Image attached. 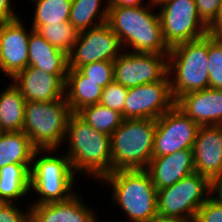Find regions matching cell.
<instances>
[{
	"mask_svg": "<svg viewBox=\"0 0 222 222\" xmlns=\"http://www.w3.org/2000/svg\"><path fill=\"white\" fill-rule=\"evenodd\" d=\"M32 164H8L0 168V199L13 202L30 194V169Z\"/></svg>",
	"mask_w": 222,
	"mask_h": 222,
	"instance_id": "cell-22",
	"label": "cell"
},
{
	"mask_svg": "<svg viewBox=\"0 0 222 222\" xmlns=\"http://www.w3.org/2000/svg\"><path fill=\"white\" fill-rule=\"evenodd\" d=\"M210 180L199 173L157 190L158 216L194 222L198 209L210 198Z\"/></svg>",
	"mask_w": 222,
	"mask_h": 222,
	"instance_id": "cell-8",
	"label": "cell"
},
{
	"mask_svg": "<svg viewBox=\"0 0 222 222\" xmlns=\"http://www.w3.org/2000/svg\"><path fill=\"white\" fill-rule=\"evenodd\" d=\"M17 201L0 204V222H30V206L25 212L18 207L19 205L15 204Z\"/></svg>",
	"mask_w": 222,
	"mask_h": 222,
	"instance_id": "cell-32",
	"label": "cell"
},
{
	"mask_svg": "<svg viewBox=\"0 0 222 222\" xmlns=\"http://www.w3.org/2000/svg\"><path fill=\"white\" fill-rule=\"evenodd\" d=\"M32 29L38 32L54 47L69 54L76 43L79 31L68 21L57 24L32 25Z\"/></svg>",
	"mask_w": 222,
	"mask_h": 222,
	"instance_id": "cell-27",
	"label": "cell"
},
{
	"mask_svg": "<svg viewBox=\"0 0 222 222\" xmlns=\"http://www.w3.org/2000/svg\"><path fill=\"white\" fill-rule=\"evenodd\" d=\"M167 59L175 102L186 93L209 88L208 35L171 47Z\"/></svg>",
	"mask_w": 222,
	"mask_h": 222,
	"instance_id": "cell-4",
	"label": "cell"
},
{
	"mask_svg": "<svg viewBox=\"0 0 222 222\" xmlns=\"http://www.w3.org/2000/svg\"><path fill=\"white\" fill-rule=\"evenodd\" d=\"M35 10L32 25L57 24L68 22L72 0H29Z\"/></svg>",
	"mask_w": 222,
	"mask_h": 222,
	"instance_id": "cell-28",
	"label": "cell"
},
{
	"mask_svg": "<svg viewBox=\"0 0 222 222\" xmlns=\"http://www.w3.org/2000/svg\"><path fill=\"white\" fill-rule=\"evenodd\" d=\"M193 156L196 173L209 180L222 173V125L199 126Z\"/></svg>",
	"mask_w": 222,
	"mask_h": 222,
	"instance_id": "cell-16",
	"label": "cell"
},
{
	"mask_svg": "<svg viewBox=\"0 0 222 222\" xmlns=\"http://www.w3.org/2000/svg\"><path fill=\"white\" fill-rule=\"evenodd\" d=\"M214 193L216 195H214ZM210 197L222 205V173L216 175L210 180ZM215 196V197H214Z\"/></svg>",
	"mask_w": 222,
	"mask_h": 222,
	"instance_id": "cell-36",
	"label": "cell"
},
{
	"mask_svg": "<svg viewBox=\"0 0 222 222\" xmlns=\"http://www.w3.org/2000/svg\"><path fill=\"white\" fill-rule=\"evenodd\" d=\"M28 66L50 74L68 73V54L51 45L32 29L28 39Z\"/></svg>",
	"mask_w": 222,
	"mask_h": 222,
	"instance_id": "cell-20",
	"label": "cell"
},
{
	"mask_svg": "<svg viewBox=\"0 0 222 222\" xmlns=\"http://www.w3.org/2000/svg\"><path fill=\"white\" fill-rule=\"evenodd\" d=\"M76 114L95 130L110 136L124 120L120 112L100 103L84 107Z\"/></svg>",
	"mask_w": 222,
	"mask_h": 222,
	"instance_id": "cell-26",
	"label": "cell"
},
{
	"mask_svg": "<svg viewBox=\"0 0 222 222\" xmlns=\"http://www.w3.org/2000/svg\"><path fill=\"white\" fill-rule=\"evenodd\" d=\"M21 17L0 25V70L12 79L28 67V32Z\"/></svg>",
	"mask_w": 222,
	"mask_h": 222,
	"instance_id": "cell-14",
	"label": "cell"
},
{
	"mask_svg": "<svg viewBox=\"0 0 222 222\" xmlns=\"http://www.w3.org/2000/svg\"><path fill=\"white\" fill-rule=\"evenodd\" d=\"M101 2L102 0H72L69 22L79 32L107 22L109 11L108 3L100 10Z\"/></svg>",
	"mask_w": 222,
	"mask_h": 222,
	"instance_id": "cell-25",
	"label": "cell"
},
{
	"mask_svg": "<svg viewBox=\"0 0 222 222\" xmlns=\"http://www.w3.org/2000/svg\"><path fill=\"white\" fill-rule=\"evenodd\" d=\"M69 159L74 173L79 172L98 179L112 172L111 136L97 131L72 113L67 122L65 139Z\"/></svg>",
	"mask_w": 222,
	"mask_h": 222,
	"instance_id": "cell-2",
	"label": "cell"
},
{
	"mask_svg": "<svg viewBox=\"0 0 222 222\" xmlns=\"http://www.w3.org/2000/svg\"><path fill=\"white\" fill-rule=\"evenodd\" d=\"M175 105L199 126L222 125V89L186 93Z\"/></svg>",
	"mask_w": 222,
	"mask_h": 222,
	"instance_id": "cell-17",
	"label": "cell"
},
{
	"mask_svg": "<svg viewBox=\"0 0 222 222\" xmlns=\"http://www.w3.org/2000/svg\"><path fill=\"white\" fill-rule=\"evenodd\" d=\"M159 6L162 34L169 48L209 34V27L200 19L195 0H168Z\"/></svg>",
	"mask_w": 222,
	"mask_h": 222,
	"instance_id": "cell-9",
	"label": "cell"
},
{
	"mask_svg": "<svg viewBox=\"0 0 222 222\" xmlns=\"http://www.w3.org/2000/svg\"><path fill=\"white\" fill-rule=\"evenodd\" d=\"M103 87L87 80L78 69L68 70L65 81V97L72 113L100 102Z\"/></svg>",
	"mask_w": 222,
	"mask_h": 222,
	"instance_id": "cell-21",
	"label": "cell"
},
{
	"mask_svg": "<svg viewBox=\"0 0 222 222\" xmlns=\"http://www.w3.org/2000/svg\"><path fill=\"white\" fill-rule=\"evenodd\" d=\"M128 94V88L119 83L112 82L103 88L100 104L120 112L123 116L124 104Z\"/></svg>",
	"mask_w": 222,
	"mask_h": 222,
	"instance_id": "cell-31",
	"label": "cell"
},
{
	"mask_svg": "<svg viewBox=\"0 0 222 222\" xmlns=\"http://www.w3.org/2000/svg\"><path fill=\"white\" fill-rule=\"evenodd\" d=\"M78 70L87 77V80L97 82L103 88L114 81V61L88 63Z\"/></svg>",
	"mask_w": 222,
	"mask_h": 222,
	"instance_id": "cell-30",
	"label": "cell"
},
{
	"mask_svg": "<svg viewBox=\"0 0 222 222\" xmlns=\"http://www.w3.org/2000/svg\"><path fill=\"white\" fill-rule=\"evenodd\" d=\"M146 170L157 190L170 187L195 172L193 149L152 157Z\"/></svg>",
	"mask_w": 222,
	"mask_h": 222,
	"instance_id": "cell-18",
	"label": "cell"
},
{
	"mask_svg": "<svg viewBox=\"0 0 222 222\" xmlns=\"http://www.w3.org/2000/svg\"><path fill=\"white\" fill-rule=\"evenodd\" d=\"M194 222H222V205L210 197L198 209Z\"/></svg>",
	"mask_w": 222,
	"mask_h": 222,
	"instance_id": "cell-33",
	"label": "cell"
},
{
	"mask_svg": "<svg viewBox=\"0 0 222 222\" xmlns=\"http://www.w3.org/2000/svg\"><path fill=\"white\" fill-rule=\"evenodd\" d=\"M148 222H183V221L156 216L153 219L149 220Z\"/></svg>",
	"mask_w": 222,
	"mask_h": 222,
	"instance_id": "cell-39",
	"label": "cell"
},
{
	"mask_svg": "<svg viewBox=\"0 0 222 222\" xmlns=\"http://www.w3.org/2000/svg\"><path fill=\"white\" fill-rule=\"evenodd\" d=\"M55 152L56 149H36L33 153L30 191L33 190L40 196L38 195V199L31 202V205L63 202L76 194L72 190L76 174L69 159L65 154L59 156Z\"/></svg>",
	"mask_w": 222,
	"mask_h": 222,
	"instance_id": "cell-5",
	"label": "cell"
},
{
	"mask_svg": "<svg viewBox=\"0 0 222 222\" xmlns=\"http://www.w3.org/2000/svg\"><path fill=\"white\" fill-rule=\"evenodd\" d=\"M200 19L209 27L218 15L220 0H195Z\"/></svg>",
	"mask_w": 222,
	"mask_h": 222,
	"instance_id": "cell-34",
	"label": "cell"
},
{
	"mask_svg": "<svg viewBox=\"0 0 222 222\" xmlns=\"http://www.w3.org/2000/svg\"><path fill=\"white\" fill-rule=\"evenodd\" d=\"M199 125L174 105L156 120L153 157L193 149Z\"/></svg>",
	"mask_w": 222,
	"mask_h": 222,
	"instance_id": "cell-11",
	"label": "cell"
},
{
	"mask_svg": "<svg viewBox=\"0 0 222 222\" xmlns=\"http://www.w3.org/2000/svg\"><path fill=\"white\" fill-rule=\"evenodd\" d=\"M155 119H124L111 135L112 172L146 169L153 157Z\"/></svg>",
	"mask_w": 222,
	"mask_h": 222,
	"instance_id": "cell-6",
	"label": "cell"
},
{
	"mask_svg": "<svg viewBox=\"0 0 222 222\" xmlns=\"http://www.w3.org/2000/svg\"><path fill=\"white\" fill-rule=\"evenodd\" d=\"M11 0H0V25L19 18L11 8Z\"/></svg>",
	"mask_w": 222,
	"mask_h": 222,
	"instance_id": "cell-35",
	"label": "cell"
},
{
	"mask_svg": "<svg viewBox=\"0 0 222 222\" xmlns=\"http://www.w3.org/2000/svg\"><path fill=\"white\" fill-rule=\"evenodd\" d=\"M209 88L222 89V37L208 34Z\"/></svg>",
	"mask_w": 222,
	"mask_h": 222,
	"instance_id": "cell-29",
	"label": "cell"
},
{
	"mask_svg": "<svg viewBox=\"0 0 222 222\" xmlns=\"http://www.w3.org/2000/svg\"><path fill=\"white\" fill-rule=\"evenodd\" d=\"M107 3L108 7H138L144 5L142 0H107Z\"/></svg>",
	"mask_w": 222,
	"mask_h": 222,
	"instance_id": "cell-38",
	"label": "cell"
},
{
	"mask_svg": "<svg viewBox=\"0 0 222 222\" xmlns=\"http://www.w3.org/2000/svg\"><path fill=\"white\" fill-rule=\"evenodd\" d=\"M175 105L168 74L161 80L128 88L124 119H155Z\"/></svg>",
	"mask_w": 222,
	"mask_h": 222,
	"instance_id": "cell-13",
	"label": "cell"
},
{
	"mask_svg": "<svg viewBox=\"0 0 222 222\" xmlns=\"http://www.w3.org/2000/svg\"><path fill=\"white\" fill-rule=\"evenodd\" d=\"M97 217L77 193L63 202L30 206V222H99Z\"/></svg>",
	"mask_w": 222,
	"mask_h": 222,
	"instance_id": "cell-19",
	"label": "cell"
},
{
	"mask_svg": "<svg viewBox=\"0 0 222 222\" xmlns=\"http://www.w3.org/2000/svg\"><path fill=\"white\" fill-rule=\"evenodd\" d=\"M154 6L149 0L138 7H109L107 23L126 50L132 47L130 52L169 54L170 48L163 39L159 13L150 11L156 9Z\"/></svg>",
	"mask_w": 222,
	"mask_h": 222,
	"instance_id": "cell-1",
	"label": "cell"
},
{
	"mask_svg": "<svg viewBox=\"0 0 222 222\" xmlns=\"http://www.w3.org/2000/svg\"><path fill=\"white\" fill-rule=\"evenodd\" d=\"M101 181L110 185L111 200L132 222H148L158 216L157 189L146 169L114 171Z\"/></svg>",
	"mask_w": 222,
	"mask_h": 222,
	"instance_id": "cell-3",
	"label": "cell"
},
{
	"mask_svg": "<svg viewBox=\"0 0 222 222\" xmlns=\"http://www.w3.org/2000/svg\"><path fill=\"white\" fill-rule=\"evenodd\" d=\"M66 77L67 74H50L28 66L17 73L11 81L26 102H48L65 97Z\"/></svg>",
	"mask_w": 222,
	"mask_h": 222,
	"instance_id": "cell-15",
	"label": "cell"
},
{
	"mask_svg": "<svg viewBox=\"0 0 222 222\" xmlns=\"http://www.w3.org/2000/svg\"><path fill=\"white\" fill-rule=\"evenodd\" d=\"M71 114L66 97L48 102L28 101L24 109L23 132L36 149H59L65 142Z\"/></svg>",
	"mask_w": 222,
	"mask_h": 222,
	"instance_id": "cell-7",
	"label": "cell"
},
{
	"mask_svg": "<svg viewBox=\"0 0 222 222\" xmlns=\"http://www.w3.org/2000/svg\"><path fill=\"white\" fill-rule=\"evenodd\" d=\"M166 1H168V0H152L154 5H160V4H162V3L166 2Z\"/></svg>",
	"mask_w": 222,
	"mask_h": 222,
	"instance_id": "cell-40",
	"label": "cell"
},
{
	"mask_svg": "<svg viewBox=\"0 0 222 222\" xmlns=\"http://www.w3.org/2000/svg\"><path fill=\"white\" fill-rule=\"evenodd\" d=\"M36 148L23 132L0 133V168L8 164H32Z\"/></svg>",
	"mask_w": 222,
	"mask_h": 222,
	"instance_id": "cell-24",
	"label": "cell"
},
{
	"mask_svg": "<svg viewBox=\"0 0 222 222\" xmlns=\"http://www.w3.org/2000/svg\"><path fill=\"white\" fill-rule=\"evenodd\" d=\"M124 49L119 37L105 22L79 33L76 43L68 54V70L98 61H114Z\"/></svg>",
	"mask_w": 222,
	"mask_h": 222,
	"instance_id": "cell-10",
	"label": "cell"
},
{
	"mask_svg": "<svg viewBox=\"0 0 222 222\" xmlns=\"http://www.w3.org/2000/svg\"><path fill=\"white\" fill-rule=\"evenodd\" d=\"M209 34L222 37V0H220V6L216 20L209 26Z\"/></svg>",
	"mask_w": 222,
	"mask_h": 222,
	"instance_id": "cell-37",
	"label": "cell"
},
{
	"mask_svg": "<svg viewBox=\"0 0 222 222\" xmlns=\"http://www.w3.org/2000/svg\"><path fill=\"white\" fill-rule=\"evenodd\" d=\"M25 98L11 82L0 92V131H23Z\"/></svg>",
	"mask_w": 222,
	"mask_h": 222,
	"instance_id": "cell-23",
	"label": "cell"
},
{
	"mask_svg": "<svg viewBox=\"0 0 222 222\" xmlns=\"http://www.w3.org/2000/svg\"><path fill=\"white\" fill-rule=\"evenodd\" d=\"M167 58L168 55L124 50L114 60V82L131 88L161 81L168 74Z\"/></svg>",
	"mask_w": 222,
	"mask_h": 222,
	"instance_id": "cell-12",
	"label": "cell"
}]
</instances>
